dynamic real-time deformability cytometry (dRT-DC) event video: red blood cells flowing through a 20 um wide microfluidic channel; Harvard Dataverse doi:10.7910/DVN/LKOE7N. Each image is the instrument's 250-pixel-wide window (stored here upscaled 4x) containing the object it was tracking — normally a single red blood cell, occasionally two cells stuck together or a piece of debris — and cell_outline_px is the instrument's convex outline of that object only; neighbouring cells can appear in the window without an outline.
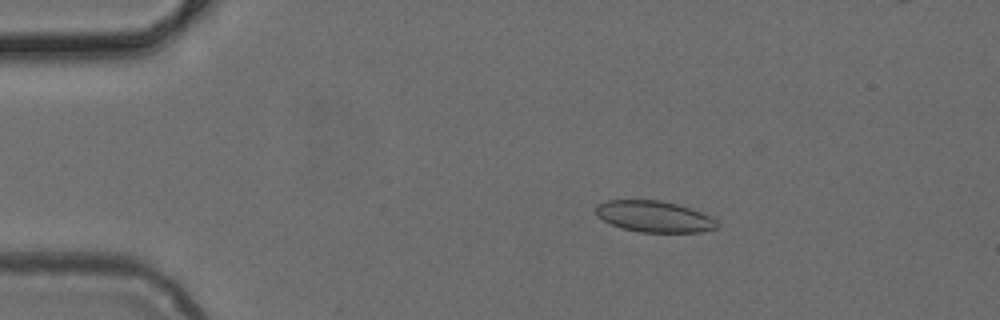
{"species": "common noctule bat (a hibernating species)", "species_latin": "Nyctalus noctula", "temperature_condition": "cold", "stored_images_in_passage": 50, "camera_frame_rate_fps": 3000, "um_per_image_px": 0.085, "animal": {"sex": "female", "body_mass_g": 24.6, "forearm_length_mm": 56.2}, "frame": {"image": 1, "passage_image": 9, "time_ms": 2.667, "image_size_px": [1000, 320], "cell_outline_px": [[720, 224], [716, 228], [700, 232], [640, 232], [620, 228], [596, 216], [596, 208], [600, 204], [608, 200], [660, 200], [692, 208], [716, 216]], "centroid_in_image_um": [55.7, 18.41], "position_along_channel_um": 29.3, "area_um2": 22.37}}
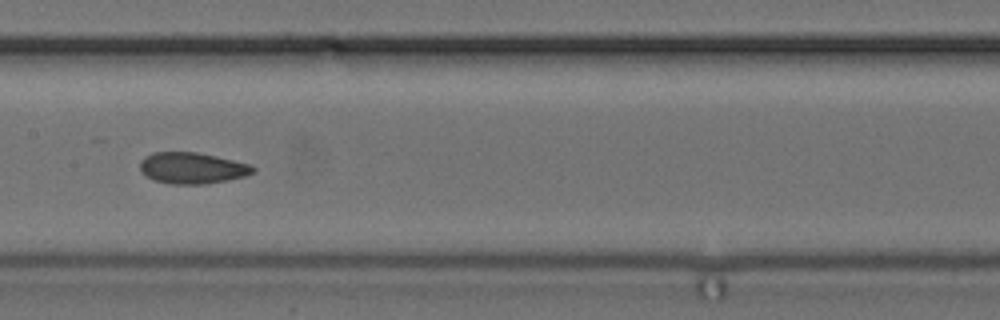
{"frame": {"image": 2, "passage_image": 25, "time_ms": 8.0, "image_size_px": [1000, 320], "cell_outline_px": [[256, 172], [244, 176], [228, 180], [204, 184], [172, 184], [156, 180], [148, 176], [140, 168], [140, 160], [144, 156], [152, 152], [196, 152], [216, 156], [252, 164], [256, 168]], "centroid_in_image_um": [16.38, 14.27], "position_along_channel_um": 191.0, "area_um2": 20.58}}
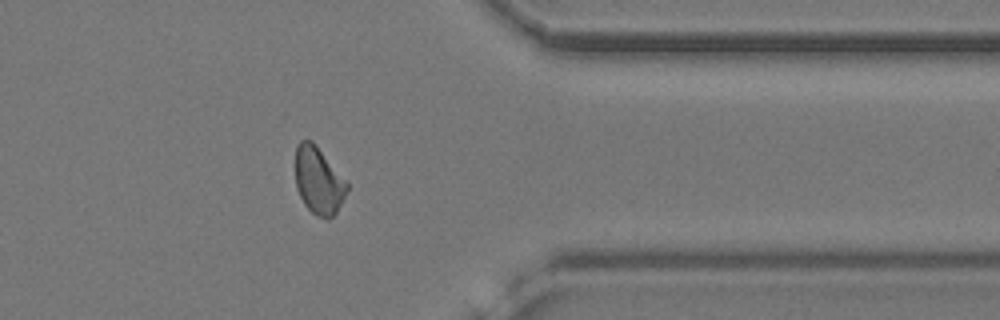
{"frame": {"image": 3, "passage_image": 40, "time_ms": 13.0, "image_size_px": [1000, 320], "cell_outline_px": [[348, 188], [336, 212], [328, 220], [324, 220], [316, 216], [304, 204], [296, 188], [296, 144], [300, 140], [312, 140], [316, 144], [348, 184]], "centroid_in_image_um": [27.05, 15.36], "position_along_channel_um": 384.3, "area_um2": 20.06}}